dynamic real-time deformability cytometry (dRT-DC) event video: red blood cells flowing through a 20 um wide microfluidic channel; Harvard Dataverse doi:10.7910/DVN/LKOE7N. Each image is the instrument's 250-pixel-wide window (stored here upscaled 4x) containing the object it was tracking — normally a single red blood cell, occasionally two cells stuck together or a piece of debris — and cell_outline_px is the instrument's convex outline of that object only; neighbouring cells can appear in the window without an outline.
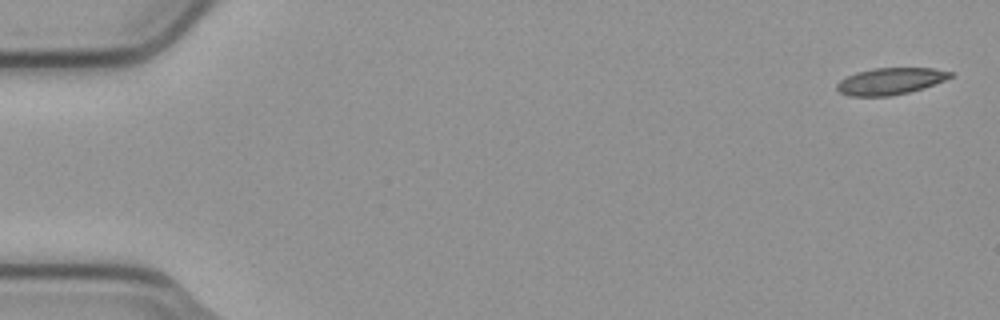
{"species": "common noctule bat (a hibernating species)", "species_latin": "Nyctalus noctula", "temperature_condition": "cold", "stored_images_in_passage": 5, "camera_frame_rate_fps": 3000, "um_per_image_px": 0.085, "animal": {"sex": "male", "body_mass_g": 23.1, "forearm_length_mm": 52.7}, "frame": {"image": 1, "passage_image": 1, "time_ms": 0.0, "image_size_px": [1000, 320], "cell_outline_px": [[952, 76], [944, 80], [924, 88], [908, 92], [888, 96], [848, 96], [840, 92], [836, 88], [836, 84], [840, 80], [856, 72], [872, 68], [932, 68], [952, 72]], "centroid_in_image_um": [75.65, 6.9], "position_along_channel_um": 9.4, "area_um2": 17.57}}
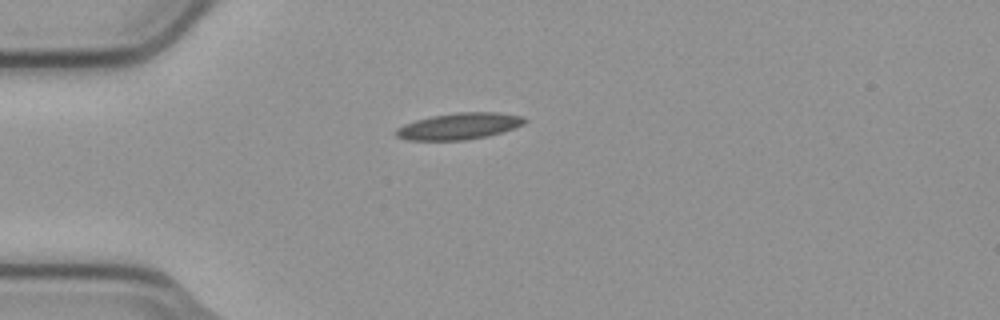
{"frame": {"image": 2, "passage_image": 4, "time_ms": 1.0, "image_size_px": [1000, 320], "cell_outline_px": [[528, 120], [524, 124], [488, 136], [464, 140], [408, 140], [396, 136], [392, 132], [396, 128], [404, 124], [416, 120], [432, 116], [456, 112], [496, 112], [524, 116]], "centroid_in_image_um": [39.0, 10.72], "position_along_channel_um": 46.0, "area_um2": 19.88}}
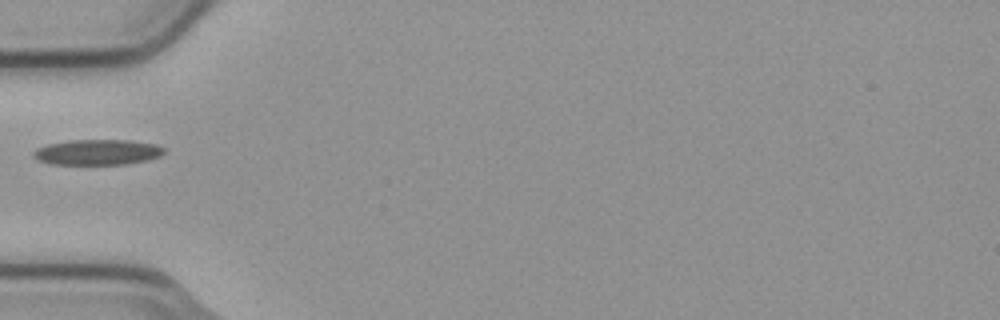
{"frame": {"image": 3, "passage_image": 5, "time_ms": 1.333, "image_size_px": [1000, 320], "cell_outline_px": [[164, 152], [160, 156], [148, 160], [124, 164], [52, 164], [36, 160], [32, 156], [32, 152], [36, 148], [48, 144], [72, 140], [132, 140], [156, 144], [164, 148]], "centroid_in_image_um": [8.27, 12.93], "position_along_channel_um": 76.7, "area_um2": 19.48}}